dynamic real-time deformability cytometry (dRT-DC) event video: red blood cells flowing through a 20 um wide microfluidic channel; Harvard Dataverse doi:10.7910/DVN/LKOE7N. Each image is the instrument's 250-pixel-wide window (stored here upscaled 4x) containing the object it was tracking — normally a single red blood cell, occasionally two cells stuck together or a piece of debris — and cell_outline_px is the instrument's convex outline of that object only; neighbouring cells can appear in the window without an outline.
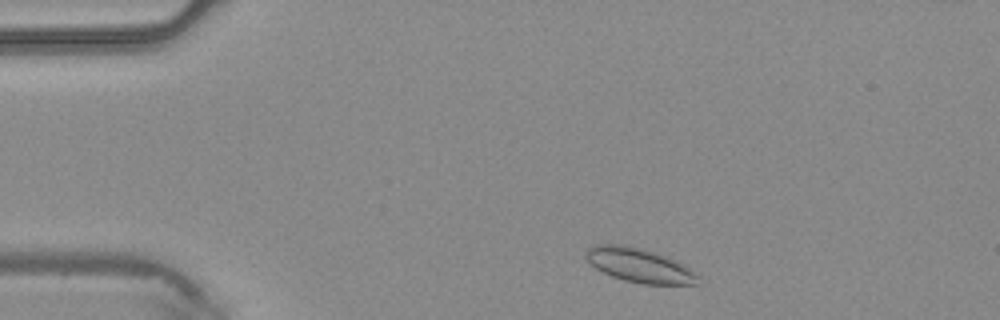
{"species": "common noctule bat (a hibernating species)", "species_latin": "Nyctalus noctula", "temperature_condition": "warm", "stored_images_in_passage": 42, "camera_frame_rate_fps": 3000, "um_per_image_px": 0.085, "animal": {"sex": "male", "body_mass_g": 20.4}, "frame": {"image": 1, "passage_image": 3, "time_ms": 0.667, "image_size_px": [1000, 320], "cell_outline_px": [[700, 276], [696, 284], [644, 284], [624, 280], [612, 276], [596, 268], [584, 256], [584, 252], [588, 248], [596, 244], [624, 244], [644, 248], [668, 256], [676, 260], [696, 272]], "centroid_in_image_um": [54.35, 22.53], "position_along_channel_um": 30.6, "area_um2": 22.48}}
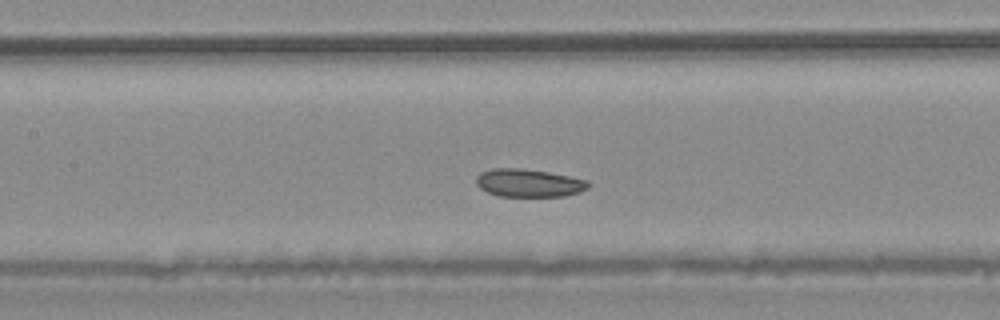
{"frame": {"image": 2, "passage_image": 16, "time_ms": 5.0, "image_size_px": [1000, 320], "cell_outline_px": [[592, 184], [588, 188], [580, 192], [564, 196], [500, 196], [488, 192], [480, 188], [476, 184], [476, 176], [480, 172], [492, 168], [520, 168], [548, 172], [588, 180]], "centroid_in_image_um": [44.95, 15.55], "position_along_channel_um": 162.4, "area_um2": 18.32}}
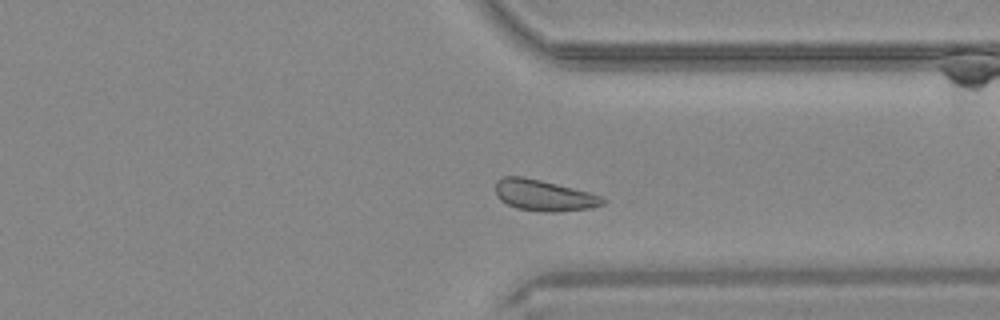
{"frame": {"image": 3, "passage_image": 30, "time_ms": 9.667, "image_size_px": [1000, 320], "cell_outline_px": [[608, 200], [604, 204], [592, 208], [556, 212], [548, 212], [516, 208], [500, 200], [496, 192], [496, 180], [504, 176], [524, 176], [588, 192], [600, 196]], "centroid_in_image_um": [46.23, 16.61], "position_along_channel_um": 365.2, "area_um2": 19.31}}